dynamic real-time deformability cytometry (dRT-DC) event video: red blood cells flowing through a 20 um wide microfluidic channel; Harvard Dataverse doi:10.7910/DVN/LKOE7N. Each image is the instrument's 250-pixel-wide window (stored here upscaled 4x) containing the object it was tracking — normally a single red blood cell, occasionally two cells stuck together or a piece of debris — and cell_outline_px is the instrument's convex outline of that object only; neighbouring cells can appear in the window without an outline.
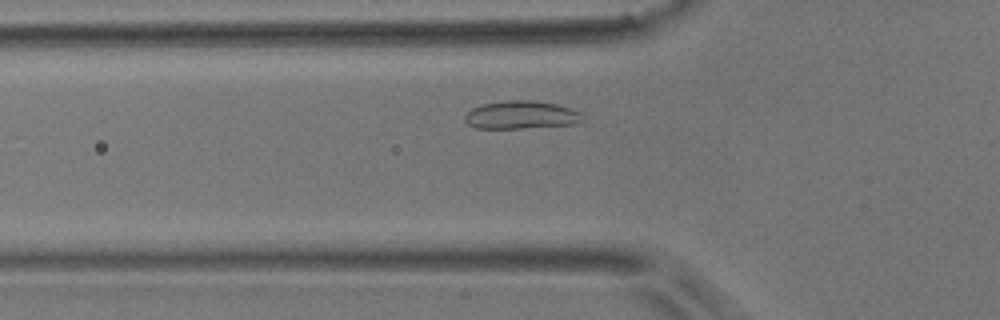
{"species": "common noctule bat (a hibernating species)", "species_latin": "Nyctalus noctula", "temperature_condition": "room temperature", "stored_images_in_passage": 44, "camera_frame_rate_fps": 3000, "um_per_image_px": 0.085, "animal": {"sex": "male", "body_mass_g": 17.9}, "frame": {"image": 1, "passage_image": 10, "time_ms": 3.0, "image_size_px": [1000, 320], "cell_outline_px": [[580, 120], [576, 124], [520, 128], [476, 128], [468, 124], [464, 120], [464, 116], [472, 108], [484, 104], [508, 100], [532, 100], [556, 104], [580, 112]], "centroid_in_image_um": [44.25, 9.77], "position_along_channel_um": 81.6, "area_um2": 18.9}}
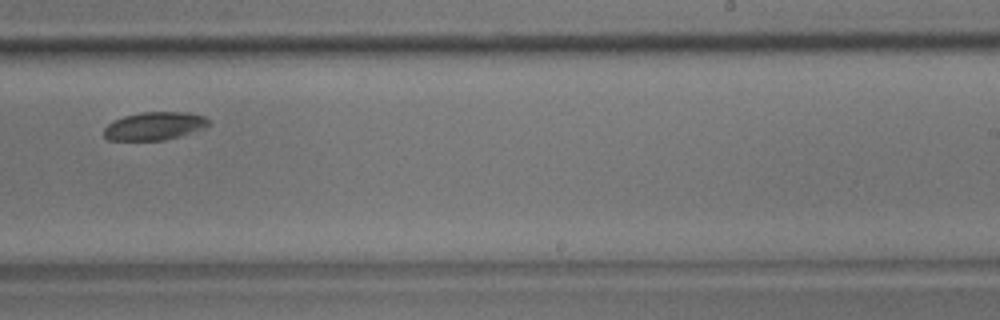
{"frame": {"image": 2, "passage_image": 25, "time_ms": 8.0, "image_size_px": [1000, 320], "cell_outline_px": [[212, 124], [208, 128], [180, 136], [164, 140], [108, 140], [104, 136], [104, 128], [112, 120], [124, 116], [140, 112], [188, 112], [204, 116]], "centroid_in_image_um": [13.17, 10.71], "position_along_channel_um": 275.8, "area_um2": 17.4}}
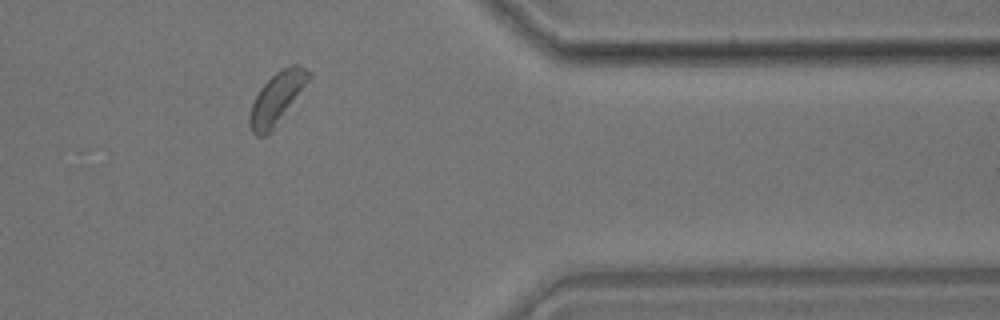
{"frame": {"image": 3, "passage_image": 35, "time_ms": 11.333, "image_size_px": [1000, 320], "cell_outline_px": [[312, 80], [272, 132], [264, 136], [256, 136], [252, 132], [248, 124], [248, 116], [252, 104], [260, 88], [280, 68], [292, 64], [296, 64], [312, 72]], "centroid_in_image_um": [23.58, 8.35], "position_along_channel_um": 387.8, "area_um2": 18.38}, "authors_computed_cell_mechanics": {"area_um2": 18.496, "velocity_mm_per_s": 3.8778, "shape_relaxation_time_tau1_ms": 1.9404, "shape_relaxation_time_tau2_ms": null, "deformation_change_tau1": 0.0719, "deformation_change_tau2": null}}